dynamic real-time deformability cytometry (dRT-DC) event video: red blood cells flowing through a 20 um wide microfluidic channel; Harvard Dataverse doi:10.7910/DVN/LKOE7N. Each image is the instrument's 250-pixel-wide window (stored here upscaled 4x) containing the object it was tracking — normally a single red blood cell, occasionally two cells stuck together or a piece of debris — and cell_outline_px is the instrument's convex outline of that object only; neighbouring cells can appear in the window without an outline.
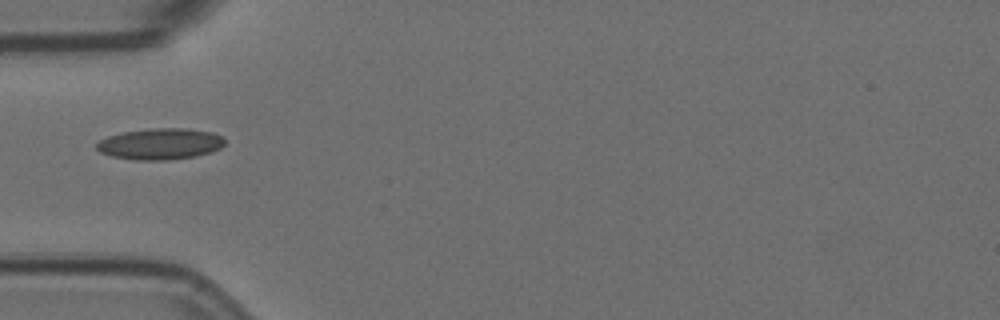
{"species": "Egyptian fruit bat (a non-hibernating species)", "species_latin": "Rousettus aegyptiacus", "temperature_condition": "room temperature", "stored_images_in_passage": 3, "camera_frame_rate_fps": 3000, "um_per_image_px": 0.085, "animal": {"sex": "female"}, "frame": {"image": 1, "passage_image": 3, "time_ms": 0.667, "image_size_px": [1000, 320], "cell_outline_px": [[224, 144], [220, 148], [212, 152], [196, 156], [164, 160], [136, 160], [112, 156], [100, 152], [96, 148], [96, 144], [100, 140], [108, 136], [124, 132], [148, 128], [188, 128], [212, 132], [224, 136]], "centroid_in_image_um": [13.65, 12.22], "position_along_channel_um": 71.4, "area_um2": 23.41}}